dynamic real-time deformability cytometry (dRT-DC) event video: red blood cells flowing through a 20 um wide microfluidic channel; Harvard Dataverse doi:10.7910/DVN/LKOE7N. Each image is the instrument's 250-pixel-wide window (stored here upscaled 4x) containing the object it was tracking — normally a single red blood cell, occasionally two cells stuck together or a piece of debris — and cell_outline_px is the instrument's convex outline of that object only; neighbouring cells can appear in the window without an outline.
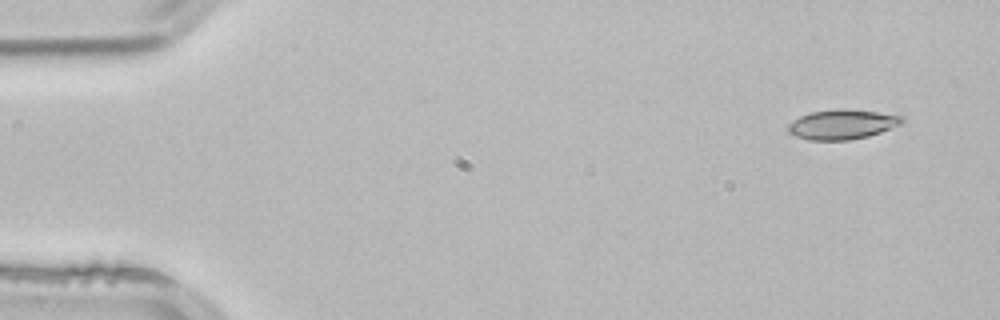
{"species": "common noctule bat (a hibernating species)", "species_latin": "Nyctalus noctula", "temperature_condition": "room temperature", "stored_images_in_passage": 3, "camera_frame_rate_fps": 3000, "um_per_image_px": 0.085, "animal": {"sex": "male", "body_mass_g": 21.5, "forearm_length_mm": 52.0}, "frame": {"image": 1, "passage_image": 1, "time_ms": 0.0, "image_size_px": [1000, 320], "cell_outline_px": [[904, 120], [900, 124], [880, 132], [868, 136], [848, 140], [808, 140], [796, 136], [788, 132], [788, 124], [792, 120], [800, 116], [812, 112], [876, 112], [904, 116]], "centroid_in_image_um": [71.55, 10.63], "position_along_channel_um": 13.4, "area_um2": 18.67}}
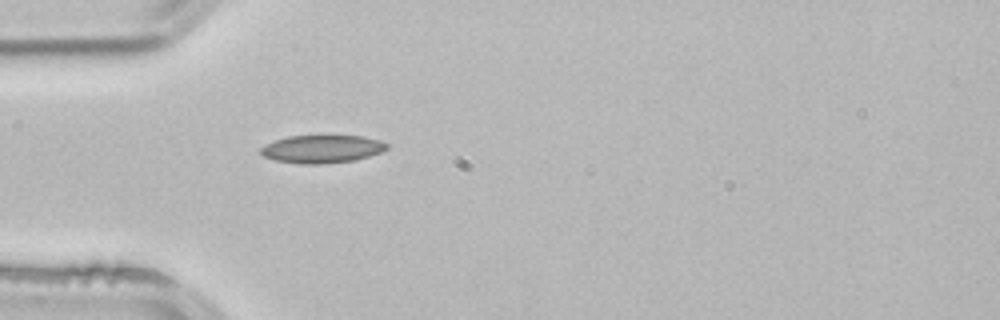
{"frame": {"image": 2, "passage_image": 3, "time_ms": 0.667, "image_size_px": [1000, 320], "cell_outline_px": [[388, 148], [380, 152], [356, 160], [324, 164], [300, 164], [276, 160], [264, 156], [260, 152], [260, 148], [264, 144], [288, 136], [364, 136], [380, 140], [388, 144]], "centroid_in_image_um": [27.37, 12.67], "position_along_channel_um": 57.6, "area_um2": 20.52}}